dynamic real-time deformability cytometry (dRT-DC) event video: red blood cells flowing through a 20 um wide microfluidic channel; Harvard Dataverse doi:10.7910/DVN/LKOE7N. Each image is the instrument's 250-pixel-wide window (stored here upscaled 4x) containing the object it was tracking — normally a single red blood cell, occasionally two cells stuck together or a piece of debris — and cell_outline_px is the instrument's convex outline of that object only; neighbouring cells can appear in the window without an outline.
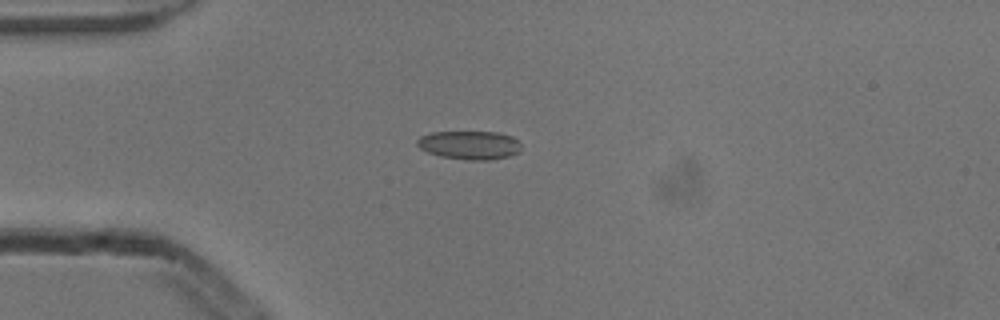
{"species": "common noctule bat (a hibernating species)", "species_latin": "Nyctalus noctula", "temperature_condition": "cold", "stored_images_in_passage": 5, "camera_frame_rate_fps": 3000, "um_per_image_px": 0.085, "animal": {"sex": "male", "body_mass_g": 13.3}, "frame": {"image": 1, "passage_image": 5, "time_ms": 1.333, "image_size_px": [1000, 320], "cell_outline_px": [[520, 152], [512, 156], [492, 160], [468, 160], [440, 156], [428, 152], [420, 148], [416, 144], [416, 140], [420, 136], [432, 132], [496, 132], [512, 136], [520, 144]], "centroid_in_image_um": [39.92, 12.34], "position_along_channel_um": 45.1, "area_um2": 17.46}}